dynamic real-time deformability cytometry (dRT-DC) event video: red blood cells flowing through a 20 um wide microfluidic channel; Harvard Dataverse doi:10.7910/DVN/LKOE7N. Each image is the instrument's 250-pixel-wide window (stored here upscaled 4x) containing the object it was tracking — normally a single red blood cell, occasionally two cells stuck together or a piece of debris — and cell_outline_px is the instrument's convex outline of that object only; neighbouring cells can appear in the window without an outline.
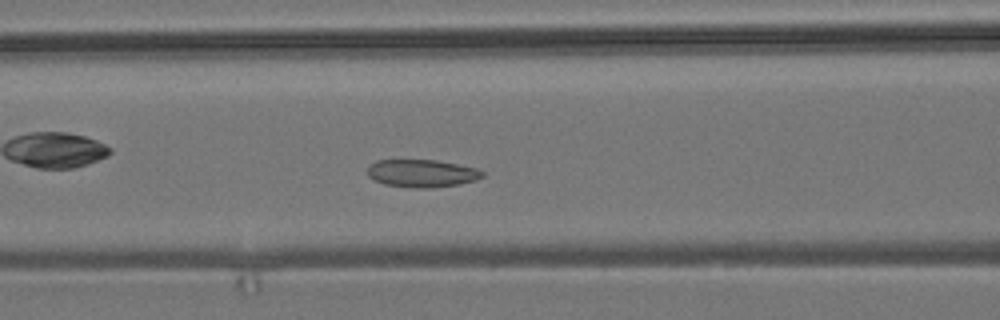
{"species": "common noctule bat (a hibernating species)", "species_latin": "Nyctalus noctula", "temperature_condition": "room temperature", "stored_images_in_passage": 46, "camera_frame_rate_fps": 3000, "um_per_image_px": 0.085, "animal": {"sex": "male", "body_mass_g": 19.2, "forearm_length_mm": 51.8}, "frame": {"image": 1, "passage_image": 13, "time_ms": 4.0, "image_size_px": [1000, 320], "cell_outline_px": [[484, 176], [476, 180], [460, 184], [432, 188], [412, 188], [384, 184], [368, 176], [368, 164], [376, 160], [436, 160], [476, 168], [484, 172]], "centroid_in_image_um": [35.85, 14.73], "position_along_channel_um": 130.7, "area_um2": 18.61}}
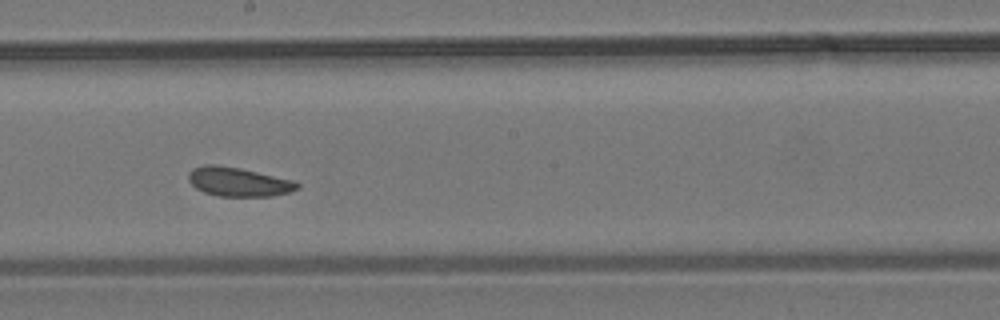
{"frame": {"image": 2, "passage_image": 21, "time_ms": 6.667, "image_size_px": [1000, 320], "cell_outline_px": [[300, 188], [288, 192], [272, 196], [216, 196], [204, 192], [196, 188], [188, 180], [188, 172], [192, 168], [204, 164], [216, 164], [240, 168], [292, 180], [300, 184]], "centroid_in_image_um": [20.22, 15.45], "position_along_channel_um": 228.0, "area_um2": 18.44}}
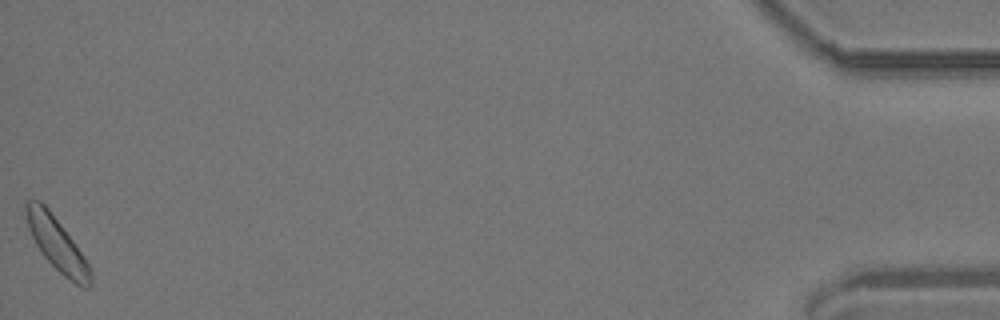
{"frame": {"image": 3, "passage_image": 46, "time_ms": 15.0, "image_size_px": [1000, 320], "cell_outline_px": [[92, 288], [84, 288], [76, 284], [64, 276], [44, 256], [36, 244], [28, 228], [24, 208], [24, 204], [28, 200], [40, 200], [48, 208], [84, 256], [88, 264], [92, 276]], "centroid_in_image_um": [4.84, 20.75], "position_along_channel_um": 430.4, "area_um2": 19.65}, "authors_computed_cell_mechanics": {"area_um2": 18.7561, "velocity_mm_per_s": 3.6485, "shape_relaxation_time_tau1_ms": 10.7701, "shape_relaxation_time_tau2_ms": 5.0086, "deformation_change_tau1": 0.0736, "deformation_change_tau2": 0.1008}}